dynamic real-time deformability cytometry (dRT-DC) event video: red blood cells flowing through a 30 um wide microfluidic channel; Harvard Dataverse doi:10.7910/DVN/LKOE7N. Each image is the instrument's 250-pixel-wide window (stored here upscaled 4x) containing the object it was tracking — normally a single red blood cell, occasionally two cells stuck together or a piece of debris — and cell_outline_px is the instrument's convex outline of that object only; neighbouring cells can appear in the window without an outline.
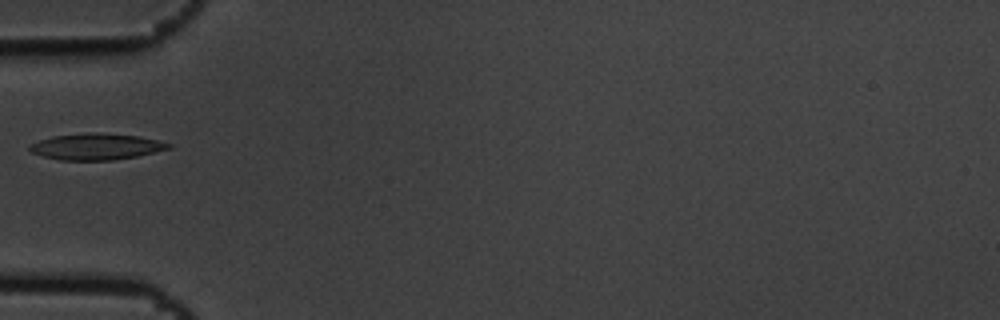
{"species": "common noctule bat (a hibernating species)", "species_latin": "Nyctalus noctula", "temperature_condition": "cold", "stored_images_in_passage": 6, "camera_frame_rate_fps": 3000, "um_per_image_px": 0.085, "animal": {"sex": "male", "body_mass_g": 19.5, "forearm_length_mm": 54.6}, "frame": {"image": 1, "passage_image": 5, "time_ms": 1.333, "image_size_px": [1000, 320], "cell_outline_px": [[172, 148], [136, 156], [112, 160], [60, 160], [44, 156], [32, 152], [28, 148], [28, 144], [52, 136], [88, 132], [96, 132], [140, 136], [172, 144]], "centroid_in_image_um": [8.17, 12.45], "position_along_channel_um": 76.8, "area_um2": 21.27}}
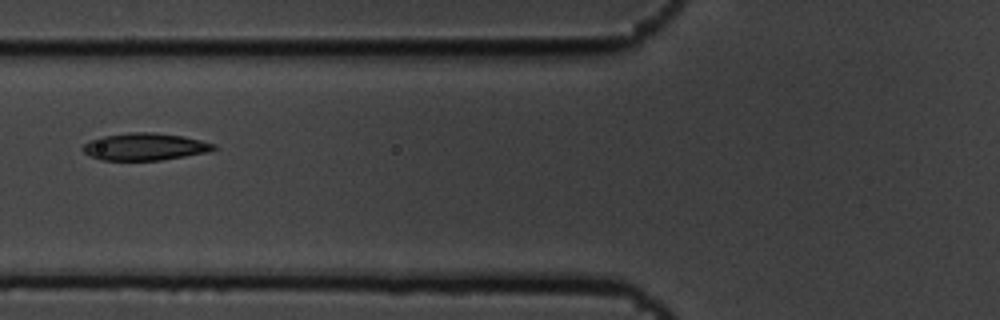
{"frame": {"image": 2, "passage_image": 6, "time_ms": 1.667, "image_size_px": [1000, 320], "cell_outline_px": [[220, 148], [208, 152], [160, 160], [100, 160], [84, 152], [80, 148], [84, 144], [100, 136], [128, 132], [152, 132], [184, 136], [216, 144]], "centroid_in_image_um": [12.33, 12.46], "position_along_channel_um": 113.5, "area_um2": 20.87}}